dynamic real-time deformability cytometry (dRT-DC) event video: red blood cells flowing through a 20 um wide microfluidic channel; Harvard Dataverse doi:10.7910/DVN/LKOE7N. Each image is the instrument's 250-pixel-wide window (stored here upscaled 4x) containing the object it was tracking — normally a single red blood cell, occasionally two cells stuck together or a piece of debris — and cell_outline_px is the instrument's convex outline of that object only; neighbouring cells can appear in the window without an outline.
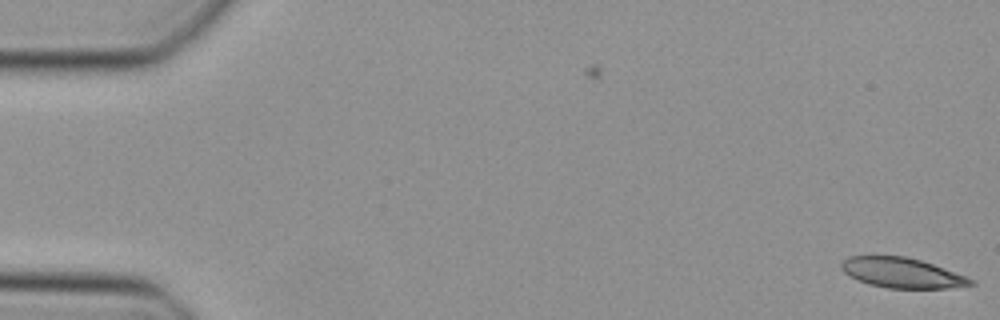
{"species": "Egyptian fruit bat (a non-hibernating species)", "species_latin": "Rousettus aegyptiacus", "temperature_condition": "cold", "stored_images_in_passage": 5, "camera_frame_rate_fps": 3000, "um_per_image_px": 0.085, "animal": {"sex": "female"}, "frame": {"image": 1, "passage_image": 5, "time_ms": 1.333, "image_size_px": [1000, 320], "cell_outline_px": [[976, 284], [948, 288], [888, 288], [868, 284], [844, 272], [840, 268], [840, 264], [848, 256], [904, 256], [920, 260], [968, 276], [976, 280]], "centroid_in_image_um": [76.71, 23.19], "position_along_channel_um": 8.3, "area_um2": 22.6}}